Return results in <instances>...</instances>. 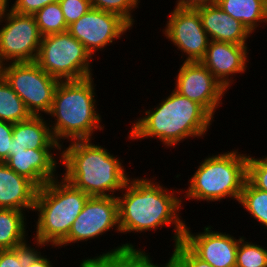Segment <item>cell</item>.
I'll return each mask as SVG.
<instances>
[{
	"mask_svg": "<svg viewBox=\"0 0 267 267\" xmlns=\"http://www.w3.org/2000/svg\"><path fill=\"white\" fill-rule=\"evenodd\" d=\"M51 151L29 148L13 151V155H10L4 163L17 174L28 178L40 188L47 182L59 178L56 168L61 161L60 159L56 161L57 158L53 156Z\"/></svg>",
	"mask_w": 267,
	"mask_h": 267,
	"instance_id": "2e32d148",
	"label": "cell"
},
{
	"mask_svg": "<svg viewBox=\"0 0 267 267\" xmlns=\"http://www.w3.org/2000/svg\"><path fill=\"white\" fill-rule=\"evenodd\" d=\"M13 126V123L0 121V162H5L10 156Z\"/></svg>",
	"mask_w": 267,
	"mask_h": 267,
	"instance_id": "1f68e13d",
	"label": "cell"
},
{
	"mask_svg": "<svg viewBox=\"0 0 267 267\" xmlns=\"http://www.w3.org/2000/svg\"><path fill=\"white\" fill-rule=\"evenodd\" d=\"M37 250L27 243L14 249L0 250V267H27Z\"/></svg>",
	"mask_w": 267,
	"mask_h": 267,
	"instance_id": "83f0119b",
	"label": "cell"
},
{
	"mask_svg": "<svg viewBox=\"0 0 267 267\" xmlns=\"http://www.w3.org/2000/svg\"><path fill=\"white\" fill-rule=\"evenodd\" d=\"M0 75L22 99L32 116L50 112L60 81L46 73L36 62L1 65Z\"/></svg>",
	"mask_w": 267,
	"mask_h": 267,
	"instance_id": "ba28073f",
	"label": "cell"
},
{
	"mask_svg": "<svg viewBox=\"0 0 267 267\" xmlns=\"http://www.w3.org/2000/svg\"><path fill=\"white\" fill-rule=\"evenodd\" d=\"M205 226L201 233H192L185 225L182 242L201 260L213 267H235L239 239Z\"/></svg>",
	"mask_w": 267,
	"mask_h": 267,
	"instance_id": "5bb4252c",
	"label": "cell"
},
{
	"mask_svg": "<svg viewBox=\"0 0 267 267\" xmlns=\"http://www.w3.org/2000/svg\"><path fill=\"white\" fill-rule=\"evenodd\" d=\"M178 71L174 90L200 104L214 118L227 90L200 61H184Z\"/></svg>",
	"mask_w": 267,
	"mask_h": 267,
	"instance_id": "7c38bea8",
	"label": "cell"
},
{
	"mask_svg": "<svg viewBox=\"0 0 267 267\" xmlns=\"http://www.w3.org/2000/svg\"><path fill=\"white\" fill-rule=\"evenodd\" d=\"M265 12H266V23H267V0H265Z\"/></svg>",
	"mask_w": 267,
	"mask_h": 267,
	"instance_id": "74e56055",
	"label": "cell"
},
{
	"mask_svg": "<svg viewBox=\"0 0 267 267\" xmlns=\"http://www.w3.org/2000/svg\"><path fill=\"white\" fill-rule=\"evenodd\" d=\"M31 116L22 99L0 75V121L14 124L28 120Z\"/></svg>",
	"mask_w": 267,
	"mask_h": 267,
	"instance_id": "603a6c76",
	"label": "cell"
},
{
	"mask_svg": "<svg viewBox=\"0 0 267 267\" xmlns=\"http://www.w3.org/2000/svg\"><path fill=\"white\" fill-rule=\"evenodd\" d=\"M42 36L68 31L59 2L51 3L34 14Z\"/></svg>",
	"mask_w": 267,
	"mask_h": 267,
	"instance_id": "d4e9b609",
	"label": "cell"
},
{
	"mask_svg": "<svg viewBox=\"0 0 267 267\" xmlns=\"http://www.w3.org/2000/svg\"><path fill=\"white\" fill-rule=\"evenodd\" d=\"M130 28L132 26L120 15L91 7L86 14L68 26V32L93 57L96 51L113 44L115 39H120Z\"/></svg>",
	"mask_w": 267,
	"mask_h": 267,
	"instance_id": "8fae6325",
	"label": "cell"
},
{
	"mask_svg": "<svg viewBox=\"0 0 267 267\" xmlns=\"http://www.w3.org/2000/svg\"><path fill=\"white\" fill-rule=\"evenodd\" d=\"M43 116H31L28 120L14 123L10 155L13 151L29 149L61 150L56 142L49 123ZM54 148V149H53Z\"/></svg>",
	"mask_w": 267,
	"mask_h": 267,
	"instance_id": "d6986e66",
	"label": "cell"
},
{
	"mask_svg": "<svg viewBox=\"0 0 267 267\" xmlns=\"http://www.w3.org/2000/svg\"><path fill=\"white\" fill-rule=\"evenodd\" d=\"M2 21L5 25L0 28V66L35 62L43 36L34 15L16 13L6 1L0 15Z\"/></svg>",
	"mask_w": 267,
	"mask_h": 267,
	"instance_id": "9c48e42d",
	"label": "cell"
},
{
	"mask_svg": "<svg viewBox=\"0 0 267 267\" xmlns=\"http://www.w3.org/2000/svg\"><path fill=\"white\" fill-rule=\"evenodd\" d=\"M247 180L257 189L267 191V155L253 158L248 154Z\"/></svg>",
	"mask_w": 267,
	"mask_h": 267,
	"instance_id": "f1b7e54d",
	"label": "cell"
},
{
	"mask_svg": "<svg viewBox=\"0 0 267 267\" xmlns=\"http://www.w3.org/2000/svg\"><path fill=\"white\" fill-rule=\"evenodd\" d=\"M24 214L20 210L0 208V250L14 249L27 243Z\"/></svg>",
	"mask_w": 267,
	"mask_h": 267,
	"instance_id": "7402d4cb",
	"label": "cell"
},
{
	"mask_svg": "<svg viewBox=\"0 0 267 267\" xmlns=\"http://www.w3.org/2000/svg\"><path fill=\"white\" fill-rule=\"evenodd\" d=\"M174 8L197 9L199 7L215 3L216 0H177Z\"/></svg>",
	"mask_w": 267,
	"mask_h": 267,
	"instance_id": "836d02e7",
	"label": "cell"
},
{
	"mask_svg": "<svg viewBox=\"0 0 267 267\" xmlns=\"http://www.w3.org/2000/svg\"><path fill=\"white\" fill-rule=\"evenodd\" d=\"M171 258L179 267H213L197 257L182 241L174 245Z\"/></svg>",
	"mask_w": 267,
	"mask_h": 267,
	"instance_id": "f546056e",
	"label": "cell"
},
{
	"mask_svg": "<svg viewBox=\"0 0 267 267\" xmlns=\"http://www.w3.org/2000/svg\"><path fill=\"white\" fill-rule=\"evenodd\" d=\"M38 188L34 209L38 211L35 245L57 247L69 234L73 222L90 197L63 177ZM50 243V244H49Z\"/></svg>",
	"mask_w": 267,
	"mask_h": 267,
	"instance_id": "5b68a950",
	"label": "cell"
},
{
	"mask_svg": "<svg viewBox=\"0 0 267 267\" xmlns=\"http://www.w3.org/2000/svg\"><path fill=\"white\" fill-rule=\"evenodd\" d=\"M153 179L129 177L123 195L117 196L120 233L157 231L174 224L175 245L182 241L185 231L186 223L179 215L183 198Z\"/></svg>",
	"mask_w": 267,
	"mask_h": 267,
	"instance_id": "6da1fadb",
	"label": "cell"
},
{
	"mask_svg": "<svg viewBox=\"0 0 267 267\" xmlns=\"http://www.w3.org/2000/svg\"><path fill=\"white\" fill-rule=\"evenodd\" d=\"M248 54L247 45L213 40L209 42L206 53L200 62L228 90L233 84L232 75L235 76V74L246 71L249 63Z\"/></svg>",
	"mask_w": 267,
	"mask_h": 267,
	"instance_id": "9a60e30c",
	"label": "cell"
},
{
	"mask_svg": "<svg viewBox=\"0 0 267 267\" xmlns=\"http://www.w3.org/2000/svg\"><path fill=\"white\" fill-rule=\"evenodd\" d=\"M90 140L72 141L61 146L62 177L89 196H115L129 180L122 162L102 146ZM65 149V150H62Z\"/></svg>",
	"mask_w": 267,
	"mask_h": 267,
	"instance_id": "3957f363",
	"label": "cell"
},
{
	"mask_svg": "<svg viewBox=\"0 0 267 267\" xmlns=\"http://www.w3.org/2000/svg\"><path fill=\"white\" fill-rule=\"evenodd\" d=\"M58 2L67 26L77 21L91 8L90 0H59Z\"/></svg>",
	"mask_w": 267,
	"mask_h": 267,
	"instance_id": "4dcf8cb0",
	"label": "cell"
},
{
	"mask_svg": "<svg viewBox=\"0 0 267 267\" xmlns=\"http://www.w3.org/2000/svg\"><path fill=\"white\" fill-rule=\"evenodd\" d=\"M91 7L120 15L132 27L135 22L132 12L140 0H90Z\"/></svg>",
	"mask_w": 267,
	"mask_h": 267,
	"instance_id": "4316f807",
	"label": "cell"
},
{
	"mask_svg": "<svg viewBox=\"0 0 267 267\" xmlns=\"http://www.w3.org/2000/svg\"><path fill=\"white\" fill-rule=\"evenodd\" d=\"M37 190L31 180L0 162V208L33 211Z\"/></svg>",
	"mask_w": 267,
	"mask_h": 267,
	"instance_id": "ac0fdd59",
	"label": "cell"
},
{
	"mask_svg": "<svg viewBox=\"0 0 267 267\" xmlns=\"http://www.w3.org/2000/svg\"><path fill=\"white\" fill-rule=\"evenodd\" d=\"M93 80L91 76L58 83L47 115L55 119L53 124L49 120V125L60 146L62 140H90L95 130H103V125L99 124L102 118L96 110Z\"/></svg>",
	"mask_w": 267,
	"mask_h": 267,
	"instance_id": "277c9868",
	"label": "cell"
},
{
	"mask_svg": "<svg viewBox=\"0 0 267 267\" xmlns=\"http://www.w3.org/2000/svg\"><path fill=\"white\" fill-rule=\"evenodd\" d=\"M244 239L239 240L235 267H267V249Z\"/></svg>",
	"mask_w": 267,
	"mask_h": 267,
	"instance_id": "484cf974",
	"label": "cell"
},
{
	"mask_svg": "<svg viewBox=\"0 0 267 267\" xmlns=\"http://www.w3.org/2000/svg\"><path fill=\"white\" fill-rule=\"evenodd\" d=\"M163 33L186 55V62L200 61L210 42L196 9L174 8Z\"/></svg>",
	"mask_w": 267,
	"mask_h": 267,
	"instance_id": "4fadbf2b",
	"label": "cell"
},
{
	"mask_svg": "<svg viewBox=\"0 0 267 267\" xmlns=\"http://www.w3.org/2000/svg\"><path fill=\"white\" fill-rule=\"evenodd\" d=\"M196 10L210 41L247 45V39L252 33L239 20L224 12L216 2Z\"/></svg>",
	"mask_w": 267,
	"mask_h": 267,
	"instance_id": "e0dca14e",
	"label": "cell"
},
{
	"mask_svg": "<svg viewBox=\"0 0 267 267\" xmlns=\"http://www.w3.org/2000/svg\"><path fill=\"white\" fill-rule=\"evenodd\" d=\"M150 259L145 250L125 243L94 258L83 259L79 267H157Z\"/></svg>",
	"mask_w": 267,
	"mask_h": 267,
	"instance_id": "ffe728a7",
	"label": "cell"
},
{
	"mask_svg": "<svg viewBox=\"0 0 267 267\" xmlns=\"http://www.w3.org/2000/svg\"><path fill=\"white\" fill-rule=\"evenodd\" d=\"M91 59L85 46L65 31L42 37L35 62L59 81H70L93 75Z\"/></svg>",
	"mask_w": 267,
	"mask_h": 267,
	"instance_id": "52a82bcc",
	"label": "cell"
},
{
	"mask_svg": "<svg viewBox=\"0 0 267 267\" xmlns=\"http://www.w3.org/2000/svg\"><path fill=\"white\" fill-rule=\"evenodd\" d=\"M238 203L267 229V191L257 189L246 180Z\"/></svg>",
	"mask_w": 267,
	"mask_h": 267,
	"instance_id": "cb8c5ba5",
	"label": "cell"
},
{
	"mask_svg": "<svg viewBox=\"0 0 267 267\" xmlns=\"http://www.w3.org/2000/svg\"><path fill=\"white\" fill-rule=\"evenodd\" d=\"M247 161V154L238 150L206 157L189 179L184 198L220 202L229 197L239 202L247 180Z\"/></svg>",
	"mask_w": 267,
	"mask_h": 267,
	"instance_id": "8992f818",
	"label": "cell"
},
{
	"mask_svg": "<svg viewBox=\"0 0 267 267\" xmlns=\"http://www.w3.org/2000/svg\"><path fill=\"white\" fill-rule=\"evenodd\" d=\"M157 267H179L171 258L165 263V264H162V265H157Z\"/></svg>",
	"mask_w": 267,
	"mask_h": 267,
	"instance_id": "d590c367",
	"label": "cell"
},
{
	"mask_svg": "<svg viewBox=\"0 0 267 267\" xmlns=\"http://www.w3.org/2000/svg\"><path fill=\"white\" fill-rule=\"evenodd\" d=\"M59 0H16L10 7L16 13L34 15L44 6Z\"/></svg>",
	"mask_w": 267,
	"mask_h": 267,
	"instance_id": "d6a6232c",
	"label": "cell"
},
{
	"mask_svg": "<svg viewBox=\"0 0 267 267\" xmlns=\"http://www.w3.org/2000/svg\"><path fill=\"white\" fill-rule=\"evenodd\" d=\"M137 120L130 129L129 139L158 138L168 148L190 137L203 138L213 117L200 104L173 89L155 109L145 111Z\"/></svg>",
	"mask_w": 267,
	"mask_h": 267,
	"instance_id": "7a4b0ae2",
	"label": "cell"
},
{
	"mask_svg": "<svg viewBox=\"0 0 267 267\" xmlns=\"http://www.w3.org/2000/svg\"><path fill=\"white\" fill-rule=\"evenodd\" d=\"M221 9L239 20L253 33L260 25L266 23L265 0H216Z\"/></svg>",
	"mask_w": 267,
	"mask_h": 267,
	"instance_id": "44dd1931",
	"label": "cell"
},
{
	"mask_svg": "<svg viewBox=\"0 0 267 267\" xmlns=\"http://www.w3.org/2000/svg\"><path fill=\"white\" fill-rule=\"evenodd\" d=\"M5 5H6V0H0V15Z\"/></svg>",
	"mask_w": 267,
	"mask_h": 267,
	"instance_id": "8d00e7d4",
	"label": "cell"
},
{
	"mask_svg": "<svg viewBox=\"0 0 267 267\" xmlns=\"http://www.w3.org/2000/svg\"><path fill=\"white\" fill-rule=\"evenodd\" d=\"M46 256L41 255V252L37 251L29 260L27 267H53V263L46 258Z\"/></svg>",
	"mask_w": 267,
	"mask_h": 267,
	"instance_id": "e575fe53",
	"label": "cell"
},
{
	"mask_svg": "<svg viewBox=\"0 0 267 267\" xmlns=\"http://www.w3.org/2000/svg\"><path fill=\"white\" fill-rule=\"evenodd\" d=\"M112 229L120 232L117 196H90L68 236L57 247L92 240Z\"/></svg>",
	"mask_w": 267,
	"mask_h": 267,
	"instance_id": "30bf717a",
	"label": "cell"
}]
</instances>
